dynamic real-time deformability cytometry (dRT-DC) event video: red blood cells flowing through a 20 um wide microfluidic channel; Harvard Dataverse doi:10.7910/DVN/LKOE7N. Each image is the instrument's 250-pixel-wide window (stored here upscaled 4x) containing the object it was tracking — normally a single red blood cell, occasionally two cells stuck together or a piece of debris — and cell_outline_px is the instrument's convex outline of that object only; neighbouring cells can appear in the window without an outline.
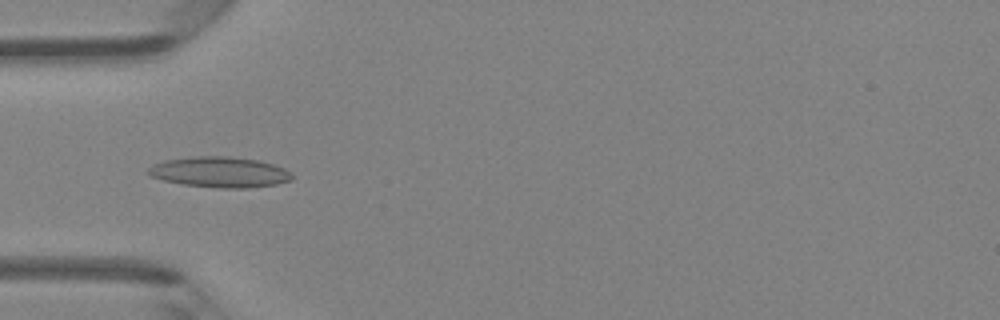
{"species": "Egyptian fruit bat (a non-hibernating species)", "species_latin": "Rousettus aegyptiacus", "temperature_condition": "room temperature", "stored_images_in_passage": 46, "camera_frame_rate_fps": 3000, "um_per_image_px": 0.085, "animal": {"sex": "female"}, "frame": {"image": 1, "passage_image": 14, "time_ms": 4.333, "image_size_px": [1000, 320], "cell_outline_px": [[292, 180], [276, 184], [248, 188], [216, 188], [184, 184], [164, 180], [152, 176], [144, 172], [152, 164], [164, 160], [192, 156], [228, 156], [260, 160], [284, 168], [292, 172]], "centroid_in_image_um": [18.67, 14.62], "position_along_channel_um": 66.3, "area_um2": 25.84}}
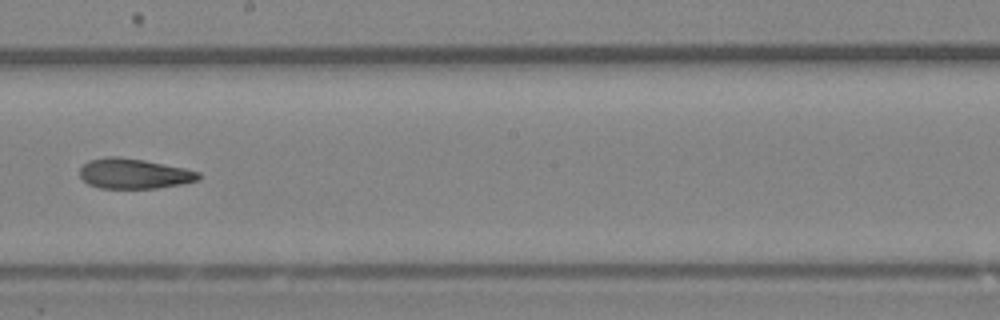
{"frame": {"image": 2, "passage_image": 26, "time_ms": 8.333, "image_size_px": [1000, 320], "cell_outline_px": [[200, 180], [180, 184], [156, 188], [100, 188], [88, 184], [80, 176], [80, 168], [88, 160], [104, 156], [120, 156], [144, 160], [184, 168], [200, 172]], "centroid_in_image_um": [11.37, 14.75], "position_along_channel_um": 236.8, "area_um2": 20.92}}
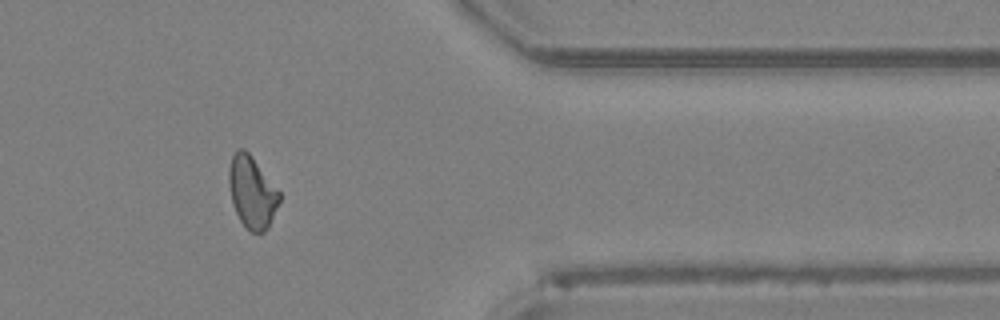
{"frame": {"image": 3, "passage_image": 38, "time_ms": 12.333, "image_size_px": [1000, 320], "cell_outline_px": [[280, 200], [268, 228], [260, 236], [248, 232], [240, 220], [232, 204], [228, 184], [228, 168], [232, 156], [236, 148], [244, 148], [248, 152], [280, 192]], "centroid_in_image_um": [21.39, 16.37], "position_along_channel_um": 390.0, "area_um2": 21.44}, "authors_computed_cell_mechanics": {"area_um2": 21.8195, "velocity_mm_per_s": 4.2836, "shape_relaxation_time_tau1_ms": 7.4895, "shape_relaxation_time_tau2_ms": 4.8815, "deformation_change_tau1": 0.1693, "deformation_change_tau2": 0.1378}}